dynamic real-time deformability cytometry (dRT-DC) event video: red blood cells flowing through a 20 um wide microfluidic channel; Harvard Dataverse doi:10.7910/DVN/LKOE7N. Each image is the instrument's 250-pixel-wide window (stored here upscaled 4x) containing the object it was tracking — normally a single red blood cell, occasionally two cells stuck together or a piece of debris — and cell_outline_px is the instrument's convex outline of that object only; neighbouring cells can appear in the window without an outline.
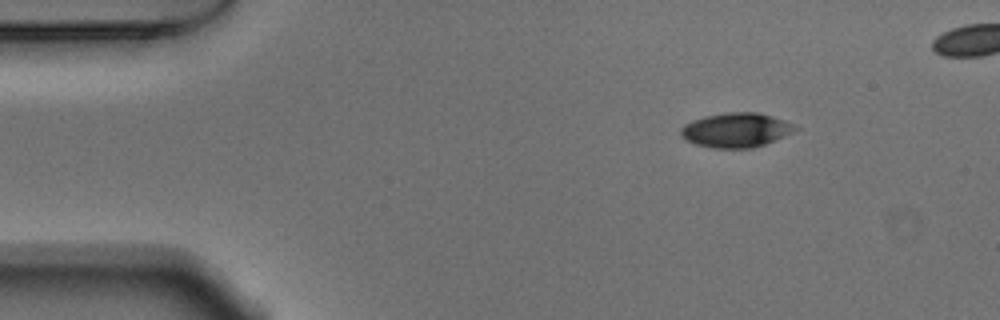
{"species": "Egyptian fruit bat (a non-hibernating species)", "species_latin": "Rousettus aegyptiacus", "temperature_condition": "warm", "stored_images_in_passage": 44, "camera_frame_rate_fps": 3000, "um_per_image_px": 0.085, "animal": {"sex": "male"}, "frame": {"image": 1, "passage_image": 1, "time_ms": 0.0, "image_size_px": [1000, 320], "cell_outline_px": [[800, 128], [784, 136], [764, 144], [752, 148], [712, 148], [696, 144], [680, 136], [680, 128], [684, 124], [692, 120], [704, 116], [728, 112], [756, 112], [772, 116], [784, 120]], "centroid_in_image_um": [62.54, 11.05], "position_along_channel_um": 22.5, "area_um2": 22.89}}
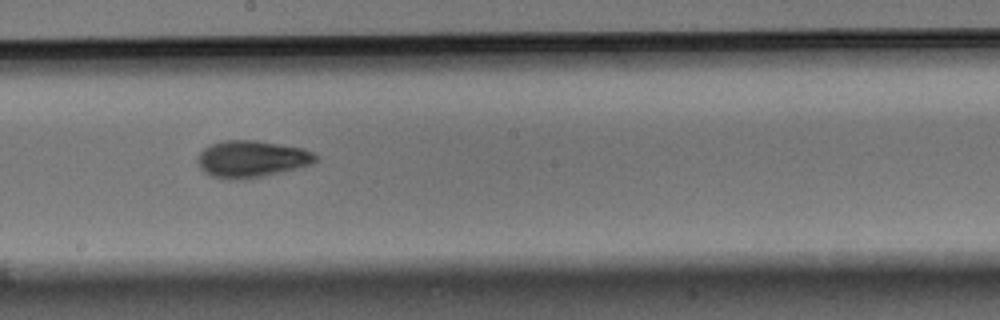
{"frame": {"image": 2, "passage_image": 23, "time_ms": 7.333, "image_size_px": [1000, 320], "cell_outline_px": [[320, 156], [316, 160], [308, 164], [296, 168], [280, 172], [244, 180], [212, 176], [204, 172], [200, 168], [196, 160], [200, 152], [204, 148], [220, 140], [256, 140], [304, 148]], "centroid_in_image_um": [21.37, 13.49], "position_along_channel_um": 226.8, "area_um2": 25.2}}
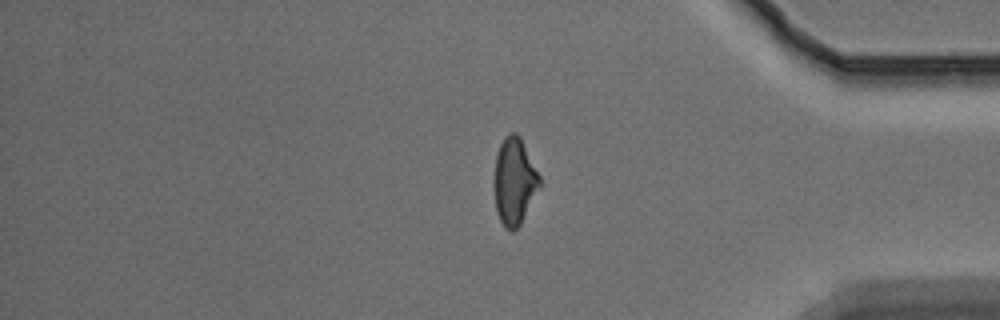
{"frame": {"image": 3, "passage_image": 38, "time_ms": 12.333, "image_size_px": [1000, 320], "cell_outline_px": [[540, 188], [520, 224], [512, 232], [504, 228], [496, 212], [496, 156], [500, 144], [504, 136], [508, 132], [516, 132], [520, 136], [540, 176]], "centroid_in_image_um": [43.75, 15.4], "position_along_channel_um": 391.5, "area_um2": 22.66}, "authors_computed_cell_mechanics": {"area_um2": 23.7558, "velocity_mm_per_s": 3.7722, "shape_relaxation_time_tau1_ms": 5.1504, "shape_relaxation_time_tau2_ms": 2.7442, "deformation_change_tau1": 0.1806, "deformation_change_tau2": 0.0909}}